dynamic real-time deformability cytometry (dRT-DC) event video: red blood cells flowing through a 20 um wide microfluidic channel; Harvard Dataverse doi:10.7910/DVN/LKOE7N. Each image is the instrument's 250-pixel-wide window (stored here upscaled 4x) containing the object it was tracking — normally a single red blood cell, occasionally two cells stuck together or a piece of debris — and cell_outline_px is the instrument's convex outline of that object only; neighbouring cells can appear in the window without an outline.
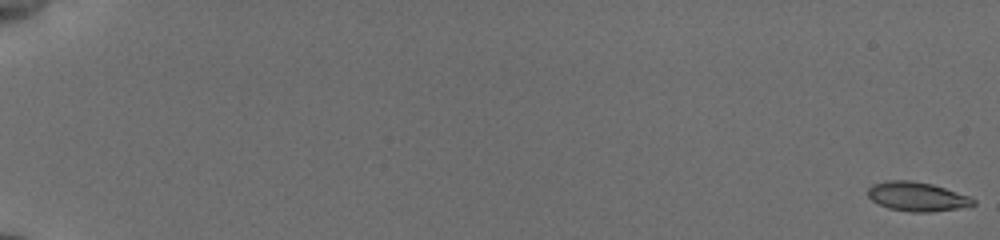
{"species": "common noctule bat (a hibernating species)", "species_latin": "Nyctalus noctula", "temperature_condition": "cold", "stored_images_in_passage": 57, "camera_frame_rate_fps": 3000, "um_per_image_px": 0.085, "animal": {"sex": "female", "body_mass_g": 19.5, "forearm_length_mm": 54.1}, "frame": {"image": 1, "passage_image": 1, "time_ms": 0.0, "image_size_px": [1000, 240], "cell_outline_px": [[976, 204], [956, 208], [932, 212], [912, 212], [888, 208], [872, 200], [868, 196], [868, 188], [872, 184], [888, 180], [912, 180], [932, 184], [968, 196], [976, 200]], "centroid_in_image_um": [77.92, 16.7], "position_along_channel_um": 7.1, "area_um2": 17.74}}
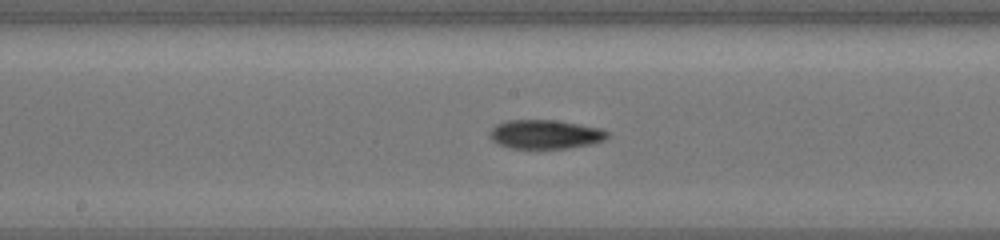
{"frame": {"image": 2, "passage_image": 33, "time_ms": 10.667, "image_size_px": [1000, 240], "cell_outline_px": [[608, 136], [604, 140], [592, 144], [568, 148], [508, 148], [496, 144], [488, 136], [488, 132], [496, 124], [508, 120], [556, 120], [600, 128], [608, 132]], "centroid_in_image_um": [46.3, 11.42], "position_along_channel_um": 201.9, "area_um2": 20.0}}
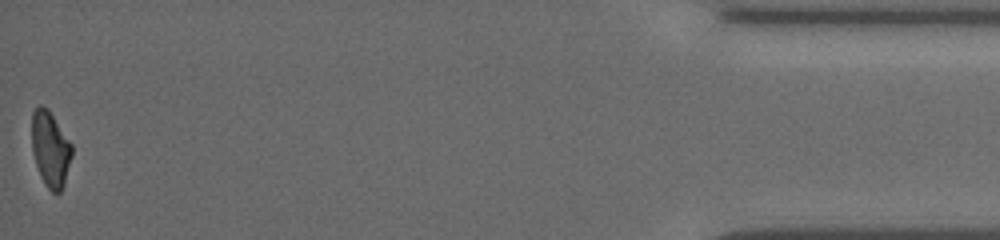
{"frame": {"image": 3, "passage_image": 57, "time_ms": 18.667, "image_size_px": [1000, 240], "cell_outline_px": [[72, 156], [64, 184], [60, 192], [52, 192], [44, 184], [40, 176], [32, 152], [32, 112], [40, 104], [48, 108], [72, 144]], "centroid_in_image_um": [4.28, 12.66], "position_along_channel_um": 430.9, "area_um2": 17.69}, "authors_computed_cell_mechanics": {"area_um2": 18.496, "velocity_mm_per_s": 3.8246, "shape_relaxation_time_tau1_ms": 7.8965, "shape_relaxation_time_tau2_ms": 4.8023, "deformation_change_tau1": 0.2042, "deformation_change_tau2": 0.1084}}